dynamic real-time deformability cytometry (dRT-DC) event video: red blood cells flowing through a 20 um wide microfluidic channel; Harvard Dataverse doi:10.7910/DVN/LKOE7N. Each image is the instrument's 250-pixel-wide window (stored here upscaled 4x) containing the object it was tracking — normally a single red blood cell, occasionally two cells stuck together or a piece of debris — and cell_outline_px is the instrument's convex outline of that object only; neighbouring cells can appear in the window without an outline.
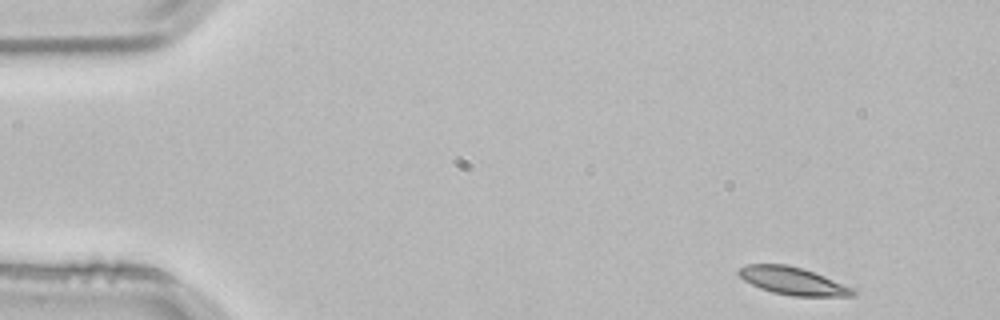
{"species": "common noctule bat (a hibernating species)", "species_latin": "Nyctalus noctula", "temperature_condition": "room temperature", "stored_images_in_passage": 3, "camera_frame_rate_fps": 3000, "um_per_image_px": 0.085, "animal": {"sex": "male", "body_mass_g": 21.5, "forearm_length_mm": 52.0}, "frame": {"image": 1, "passage_image": 1, "time_ms": 0.0, "image_size_px": [1000, 320], "cell_outline_px": [[856, 296], [792, 296], [772, 292], [760, 288], [744, 280], [736, 272], [740, 268], [748, 264], [788, 264], [804, 268], [856, 288]], "centroid_in_image_um": [67.44, 23.88], "position_along_channel_um": 17.6, "area_um2": 18.61}}
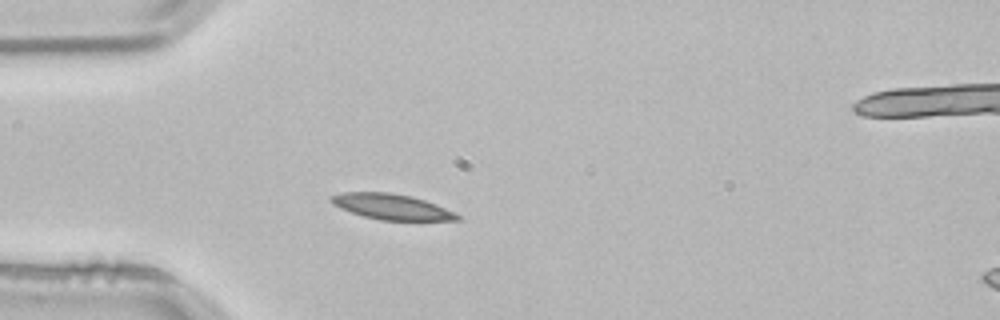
{"frame": {"image": 2, "passage_image": 3, "time_ms": 0.667, "image_size_px": [1000, 320], "cell_outline_px": [[460, 220], [380, 220], [364, 216], [340, 208], [332, 204], [328, 200], [328, 196], [344, 192], [392, 192], [412, 196], [436, 204], [456, 212], [460, 216]], "centroid_in_image_um": [33.27, 17.56], "position_along_channel_um": 51.7, "area_um2": 18.9}}